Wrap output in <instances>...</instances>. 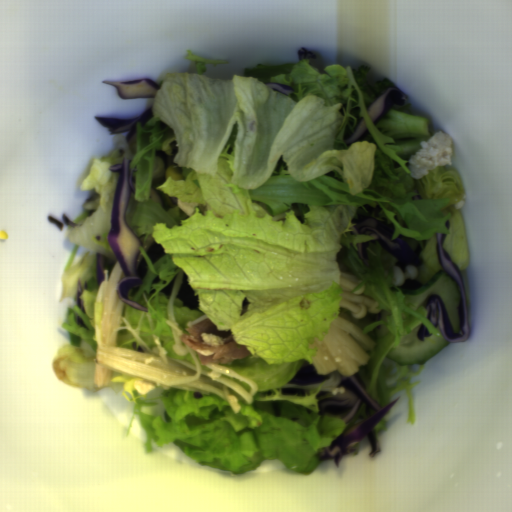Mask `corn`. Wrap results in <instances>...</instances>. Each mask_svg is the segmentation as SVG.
Wrapping results in <instances>:
<instances>
[{
	"mask_svg": "<svg viewBox=\"0 0 512 512\" xmlns=\"http://www.w3.org/2000/svg\"><path fill=\"white\" fill-rule=\"evenodd\" d=\"M165 177L172 178L173 181H181L185 179L181 172L178 170L176 165H170L169 167H167L165 171Z\"/></svg>",
	"mask_w": 512,
	"mask_h": 512,
	"instance_id": "51d56268",
	"label": "corn"
}]
</instances>
